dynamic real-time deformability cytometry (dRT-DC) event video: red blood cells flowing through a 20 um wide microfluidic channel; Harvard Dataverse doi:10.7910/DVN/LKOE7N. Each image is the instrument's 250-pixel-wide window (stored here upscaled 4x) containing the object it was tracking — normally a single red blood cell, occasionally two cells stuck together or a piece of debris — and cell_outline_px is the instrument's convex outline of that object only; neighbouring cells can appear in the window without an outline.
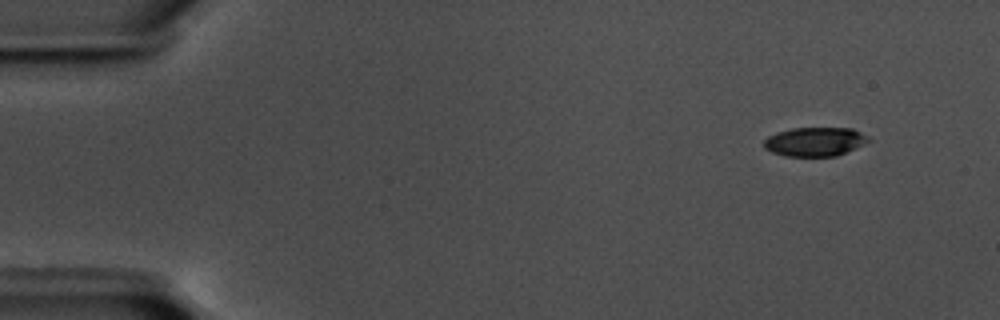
{"species": "common noctule bat (a hibernating species)", "species_latin": "Nyctalus noctula", "temperature_condition": "warm", "stored_images_in_passage": 53, "camera_frame_rate_fps": 3000, "um_per_image_px": 0.085, "animal": {"sex": "male", "body_mass_g": 17.5, "forearm_length_mm": 52.3}, "frame": {"image": 1, "passage_image": 1, "time_ms": 0.0, "image_size_px": [1000, 320], "cell_outline_px": [[872, 140], [856, 148], [836, 156], [784, 156], [772, 152], [764, 148], [764, 140], [768, 136], [776, 132], [792, 128], [852, 128], [860, 132]], "centroid_in_image_um": [69.25, 12.04], "position_along_channel_um": 15.7, "area_um2": 17.69}}
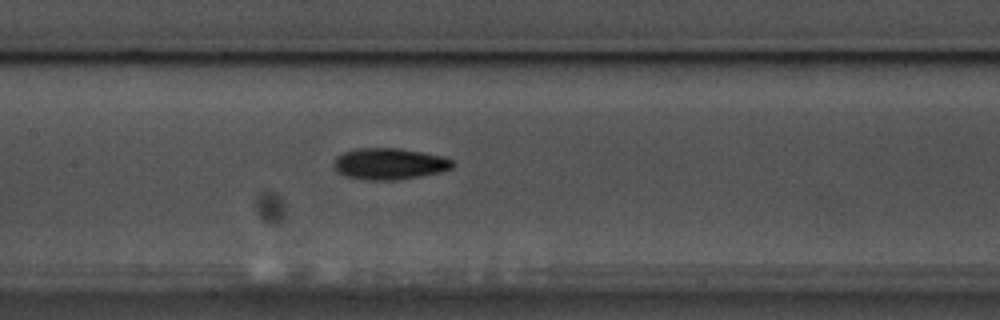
{"frame": {"image": 2, "passage_image": 24, "time_ms": 7.667, "image_size_px": [1000, 320], "cell_outline_px": [[456, 164], [452, 168], [440, 172], [420, 176], [396, 180], [364, 180], [344, 176], [336, 172], [332, 164], [336, 156], [344, 152], [356, 148], [400, 148], [424, 152], [444, 156], [452, 160]], "centroid_in_image_um": [33.08, 13.92], "position_along_channel_um": 174.3, "area_um2": 22.14}}
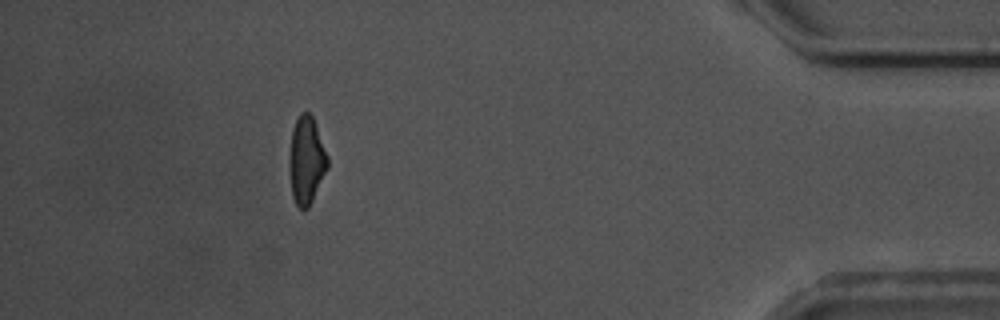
{"frame": {"image": 3, "passage_image": 48, "time_ms": 15.667, "image_size_px": [1000, 320], "cell_outline_px": [[328, 168], [308, 208], [300, 208], [296, 204], [292, 196], [288, 160], [292, 128], [300, 112], [308, 112], [312, 116], [316, 124], [328, 156]], "centroid_in_image_um": [26.03, 13.6], "position_along_channel_um": 409.2, "area_um2": 19.59}, "authors_computed_cell_mechanics": {"area_um2": 20.1722, "velocity_mm_per_s": 3.5874, "shape_relaxation_time_tau1_ms": 4.0552, "shape_relaxation_time_tau2_ms": 5.9805, "deformation_change_tau1": 0.1323, "deformation_change_tau2": 0.1307}}